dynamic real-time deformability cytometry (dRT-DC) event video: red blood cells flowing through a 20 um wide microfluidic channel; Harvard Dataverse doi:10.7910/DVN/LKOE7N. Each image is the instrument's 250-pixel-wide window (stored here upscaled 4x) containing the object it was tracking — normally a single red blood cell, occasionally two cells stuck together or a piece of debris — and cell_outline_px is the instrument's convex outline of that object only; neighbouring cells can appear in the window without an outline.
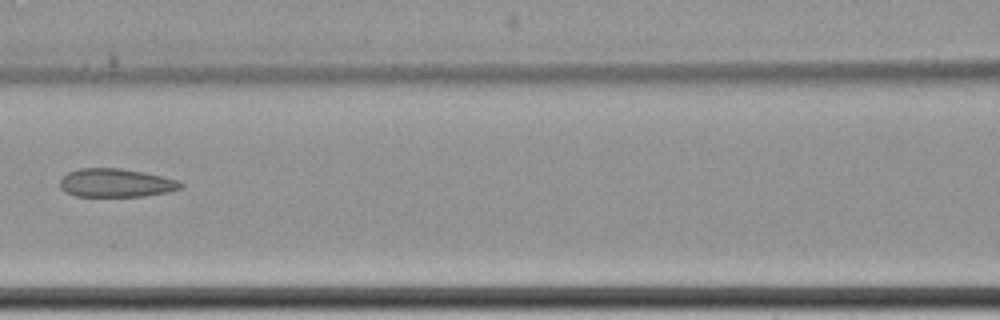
{"species": "common noctule bat (a hibernating species)", "species_latin": "Nyctalus noctula", "temperature_condition": "cold", "stored_images_in_passage": 8, "camera_frame_rate_fps": 3000, "um_per_image_px": 0.085, "animal": {"sex": "female", "body_mass_g": 22.7, "forearm_length_mm": 54.2}, "frame": {"image": 1, "passage_image": 8, "time_ms": 9.333, "image_size_px": [1000, 320], "cell_outline_px": [[184, 188], [168, 192], [144, 196], [76, 196], [64, 192], [60, 188], [60, 180], [68, 172], [80, 168], [120, 168], [144, 172], [176, 180], [184, 184]], "centroid_in_image_um": [9.85, 15.55], "position_along_channel_um": 156.8, "area_um2": 20.06}}